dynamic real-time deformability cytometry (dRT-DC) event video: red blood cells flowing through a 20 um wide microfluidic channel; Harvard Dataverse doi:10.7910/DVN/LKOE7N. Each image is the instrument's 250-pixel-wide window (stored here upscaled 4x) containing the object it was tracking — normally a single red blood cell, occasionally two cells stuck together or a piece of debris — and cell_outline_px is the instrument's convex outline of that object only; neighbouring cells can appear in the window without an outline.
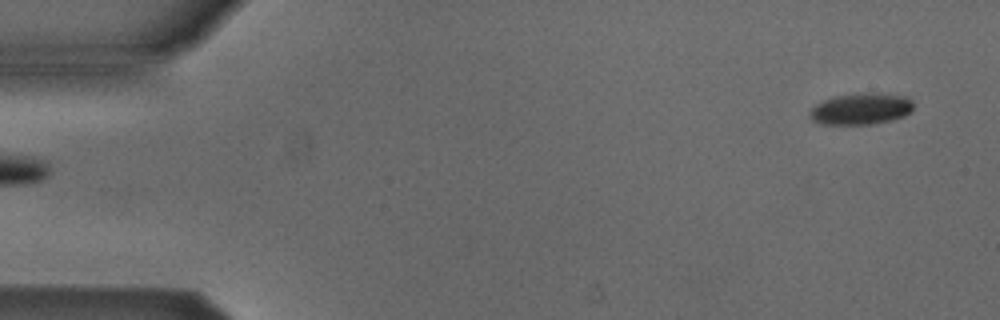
{"species": "Egyptian fruit bat (a non-hibernating species)", "species_latin": "Rousettus aegyptiacus", "temperature_condition": "cold", "stored_images_in_passage": 5, "camera_frame_rate_fps": 3000, "um_per_image_px": 0.085, "animal": {"sex": "male"}, "frame": {"image": 1, "passage_image": 1, "time_ms": 0.0, "image_size_px": [1000, 320], "cell_outline_px": [[912, 112], [904, 116], [892, 120], [872, 124], [820, 124], [812, 120], [808, 116], [808, 112], [816, 104], [824, 100], [836, 96], [864, 92], [872, 92], [908, 96], [912, 100]], "centroid_in_image_um": [73.19, 9.25], "position_along_channel_um": 11.8, "area_um2": 19.25}}